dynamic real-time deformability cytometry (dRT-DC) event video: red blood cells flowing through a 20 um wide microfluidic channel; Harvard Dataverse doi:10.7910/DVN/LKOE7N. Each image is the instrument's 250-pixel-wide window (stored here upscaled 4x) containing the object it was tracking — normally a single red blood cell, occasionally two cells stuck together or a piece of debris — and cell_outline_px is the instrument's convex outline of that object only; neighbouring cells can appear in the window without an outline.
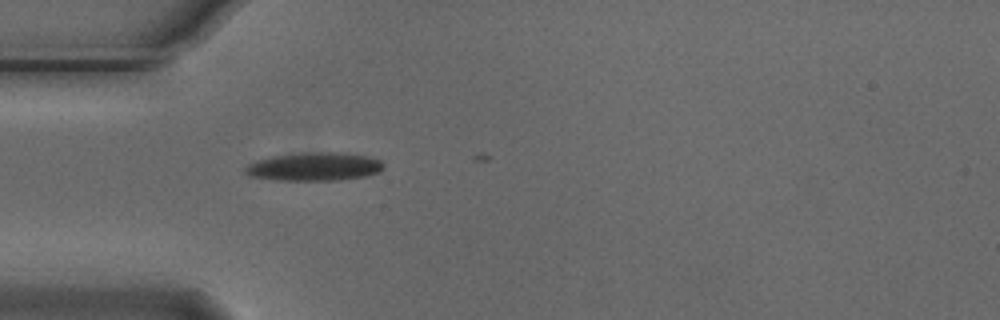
{"species": "Egyptian fruit bat (a non-hibernating species)", "species_latin": "Rousettus aegyptiacus", "temperature_condition": "cold", "stored_images_in_passage": 10, "camera_frame_rate_fps": 3000, "um_per_image_px": 0.085, "animal": {"sex": "male"}, "frame": {"image": 1, "passage_image": 1, "time_ms": 0.0, "image_size_px": [1000, 320], "cell_outline_px": [[384, 168], [380, 172], [364, 176], [340, 180], [276, 180], [248, 176], [244, 172], [244, 168], [248, 164], [256, 160], [272, 156], [304, 152], [332, 152], [364, 156], [380, 160], [384, 164]], "centroid_in_image_um": [26.67, 14.17], "position_along_channel_um": 58.3, "area_um2": 22.83}}
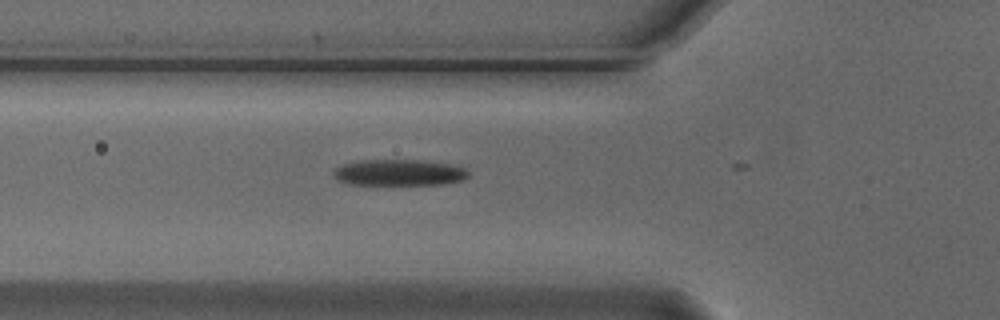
{"frame": {"image": 2, "passage_image": 4, "time_ms": 1.0, "image_size_px": [1000, 320], "cell_outline_px": [[468, 176], [464, 180], [444, 184], [348, 184], [336, 180], [332, 176], [332, 172], [336, 168], [344, 164], [360, 160], [420, 160], [448, 164], [464, 168], [468, 172]], "centroid_in_image_um": [33.88, 14.67], "position_along_channel_um": 91.9, "area_um2": 20.52}}
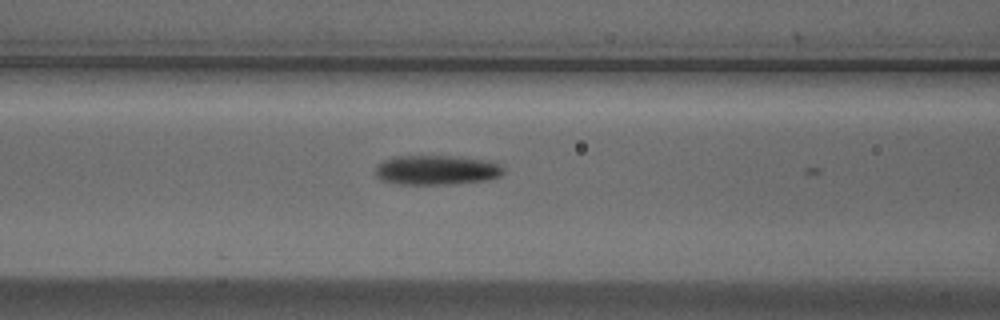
{"frame": {"image": 3, "passage_image": 7, "time_ms": 2.0, "image_size_px": [1000, 320], "cell_outline_px": [[504, 172], [500, 176], [488, 180], [452, 184], [396, 184], [380, 180], [376, 176], [376, 168], [384, 160], [396, 156], [452, 156], [488, 160], [500, 164], [504, 168]], "centroid_in_image_um": [37.13, 14.46], "position_along_channel_um": 129.5, "area_um2": 22.2}}